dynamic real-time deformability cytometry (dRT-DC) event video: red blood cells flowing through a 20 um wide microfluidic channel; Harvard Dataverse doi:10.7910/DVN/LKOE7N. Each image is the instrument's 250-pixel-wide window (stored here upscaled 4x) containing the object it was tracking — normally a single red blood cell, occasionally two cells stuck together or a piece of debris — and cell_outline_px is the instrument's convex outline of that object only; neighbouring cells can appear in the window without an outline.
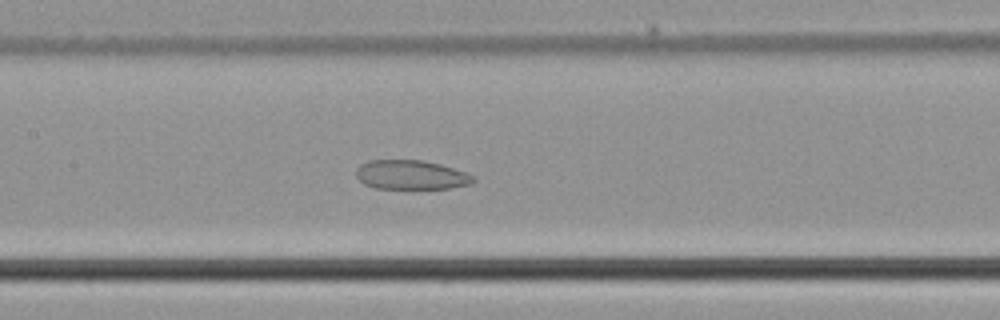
{"species": "common noctule bat (a hibernating species)", "species_latin": "Nyctalus noctula", "temperature_condition": "cold", "stored_images_in_passage": 52, "camera_frame_rate_fps": 3000, "um_per_image_px": 0.085, "animal": {"sex": "male", "body_mass_g": 21.5, "forearm_length_mm": 52.0}, "frame": {"image": 1, "passage_image": 25, "time_ms": 8.0, "image_size_px": [1000, 320], "cell_outline_px": [[476, 180], [472, 184], [448, 188], [376, 188], [364, 184], [356, 176], [356, 168], [360, 164], [368, 160], [420, 160], [440, 164], [464, 172], [472, 176]], "centroid_in_image_um": [34.91, 14.86], "position_along_channel_um": 172.5, "area_um2": 19.83}}
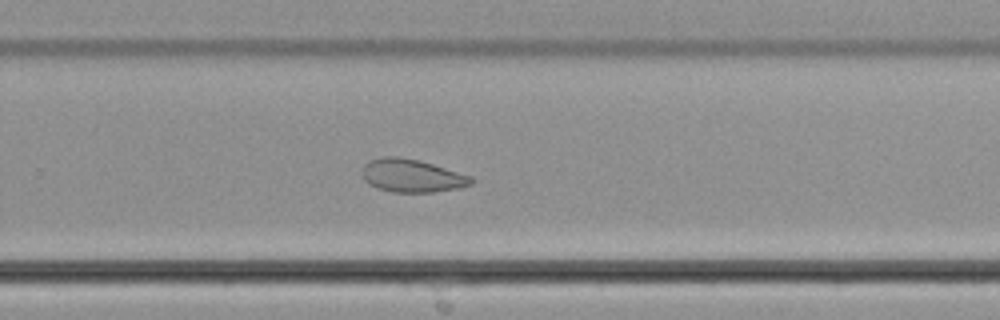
{"frame": {"image": 2, "passage_image": 34, "time_ms": 11.0, "image_size_px": [1000, 320], "cell_outline_px": [[476, 180], [472, 184], [460, 188], [432, 192], [392, 192], [376, 188], [368, 184], [364, 180], [360, 172], [364, 164], [368, 160], [384, 156], [396, 156], [420, 160], [472, 176]], "centroid_in_image_um": [34.99, 14.93], "position_along_channel_um": 294.8, "area_um2": 21.39}}
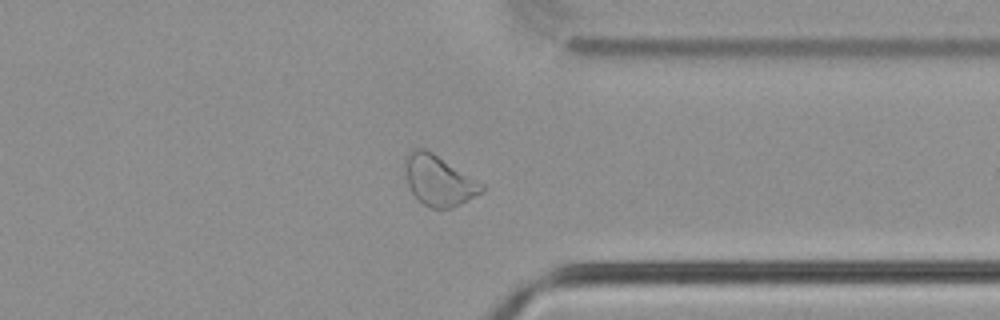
{"frame": {"image": 3, "passage_image": 40, "time_ms": 13.0, "image_size_px": [1000, 320], "cell_outline_px": [[484, 192], [452, 208], [432, 208], [424, 204], [412, 192], [408, 184], [408, 156], [416, 148], [424, 148], [432, 152], [484, 184]], "centroid_in_image_um": [37.38, 15.37], "position_along_channel_um": 374.0, "area_um2": 21.68}}